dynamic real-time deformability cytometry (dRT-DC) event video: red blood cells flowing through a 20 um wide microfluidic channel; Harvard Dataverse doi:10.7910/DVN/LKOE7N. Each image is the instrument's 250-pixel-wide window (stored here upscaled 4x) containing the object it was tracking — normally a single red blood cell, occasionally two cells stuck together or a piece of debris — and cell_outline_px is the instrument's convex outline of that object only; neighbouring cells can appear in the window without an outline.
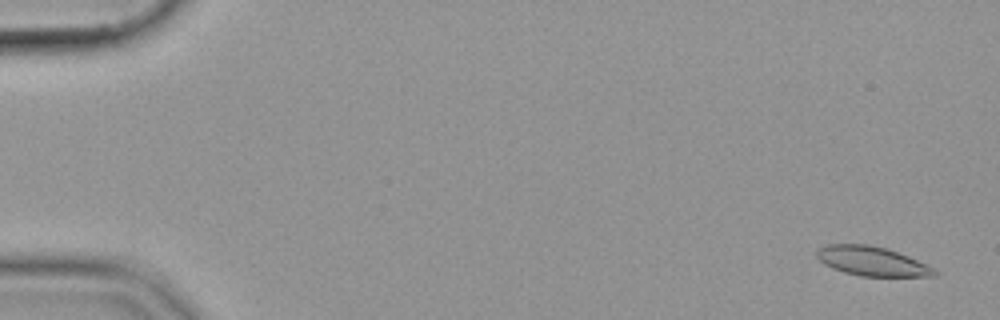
{"species": "common noctule bat (a hibernating species)", "species_latin": "Nyctalus noctula", "temperature_condition": "cold", "stored_images_in_passage": 13, "camera_frame_rate_fps": 3000, "um_per_image_px": 0.085, "animal": {"sex": "female", "body_mass_g": 19.9}, "frame": {"image": 1, "passage_image": 3, "time_ms": 0.667, "image_size_px": [1000, 320], "cell_outline_px": [[940, 272], [936, 276], [860, 276], [844, 272], [832, 268], [824, 264], [816, 256], [816, 252], [820, 248], [828, 244], [868, 244], [884, 248], [908, 256], [936, 268]], "centroid_in_image_um": [74.14, 22.21], "position_along_channel_um": 10.9, "area_um2": 20.06}}